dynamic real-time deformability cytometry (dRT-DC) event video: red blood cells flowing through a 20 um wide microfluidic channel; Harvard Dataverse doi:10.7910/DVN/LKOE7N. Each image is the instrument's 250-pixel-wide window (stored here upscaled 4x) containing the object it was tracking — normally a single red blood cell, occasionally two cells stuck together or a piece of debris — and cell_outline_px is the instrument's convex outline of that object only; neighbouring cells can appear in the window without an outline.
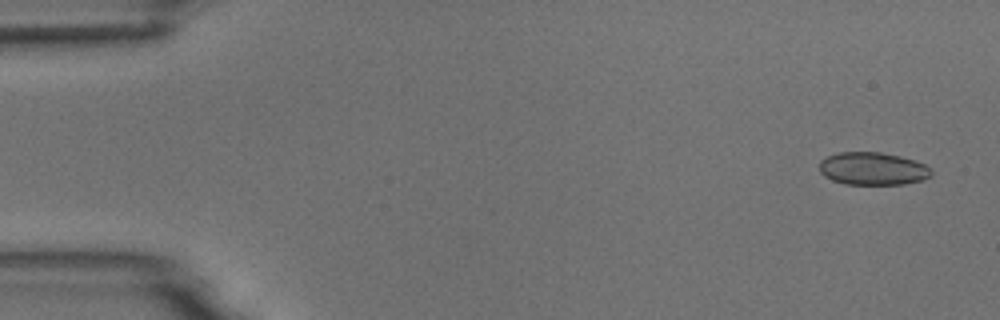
{"species": "common noctule bat (a hibernating species)", "species_latin": "Nyctalus noctula", "temperature_condition": "room temperature", "stored_images_in_passage": 4, "camera_frame_rate_fps": 3000, "um_per_image_px": 0.085, "animal": {"sex": "male", "body_mass_g": 18.8}, "frame": {"image": 1, "passage_image": 1, "time_ms": 0.0, "image_size_px": [1000, 320], "cell_outline_px": [[932, 176], [924, 180], [904, 184], [844, 184], [832, 180], [824, 176], [820, 172], [820, 160], [828, 156], [840, 152], [880, 152], [900, 156], [916, 160], [924, 164], [932, 172]], "centroid_in_image_um": [74.2, 14.34], "position_along_channel_um": 10.8, "area_um2": 21.44}}
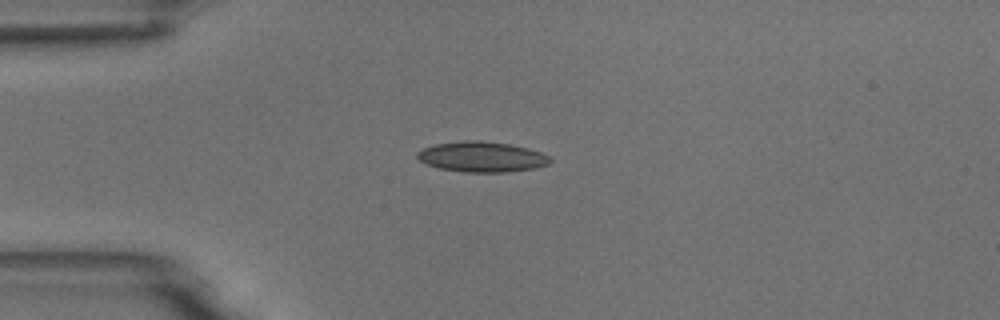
{"frame": {"image": 2, "passage_image": 4, "time_ms": 3.667, "image_size_px": [1000, 320], "cell_outline_px": [[552, 160], [548, 164], [536, 168], [504, 172], [464, 172], [440, 168], [428, 164], [420, 160], [416, 156], [416, 152], [424, 148], [436, 144], [464, 140], [480, 140], [508, 144], [528, 148], [540, 152], [548, 156]], "centroid_in_image_um": [40.96, 13.33], "position_along_channel_um": 44.0, "area_um2": 23.35}}